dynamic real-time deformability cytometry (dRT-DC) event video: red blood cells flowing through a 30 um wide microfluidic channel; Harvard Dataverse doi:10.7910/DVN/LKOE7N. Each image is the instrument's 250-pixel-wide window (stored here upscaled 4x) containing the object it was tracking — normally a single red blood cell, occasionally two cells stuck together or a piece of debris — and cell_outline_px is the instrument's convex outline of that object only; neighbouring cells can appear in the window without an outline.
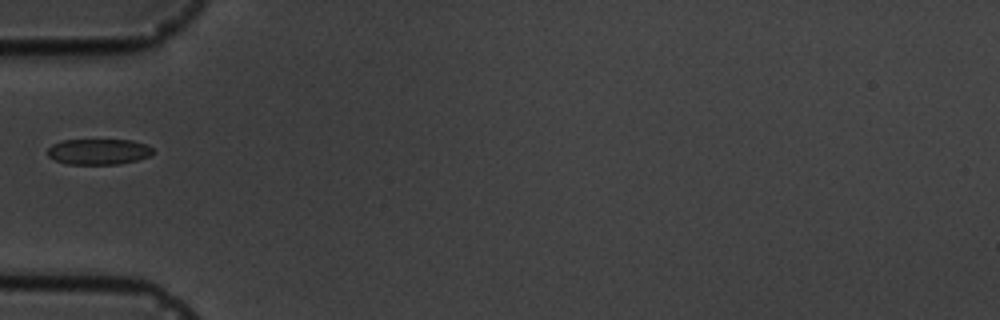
{"species": "common noctule bat (a hibernating species)", "species_latin": "Nyctalus noctula", "temperature_condition": "cold", "stored_images_in_passage": 11, "camera_frame_rate_fps": 3000, "um_per_image_px": 0.085, "animal": {"sex": "male", "body_mass_g": 19.5, "forearm_length_mm": 54.6}, "frame": {"image": 1, "passage_image": 1, "time_ms": 0.0, "image_size_px": [1000, 320], "cell_outline_px": [[152, 152], [148, 156], [136, 160], [120, 164], [68, 164], [56, 160], [48, 156], [48, 148], [52, 144], [64, 140], [132, 140], [144, 144], [152, 148]], "centroid_in_image_um": [8.35, 12.89], "position_along_channel_um": 76.6, "area_um2": 15.61}}
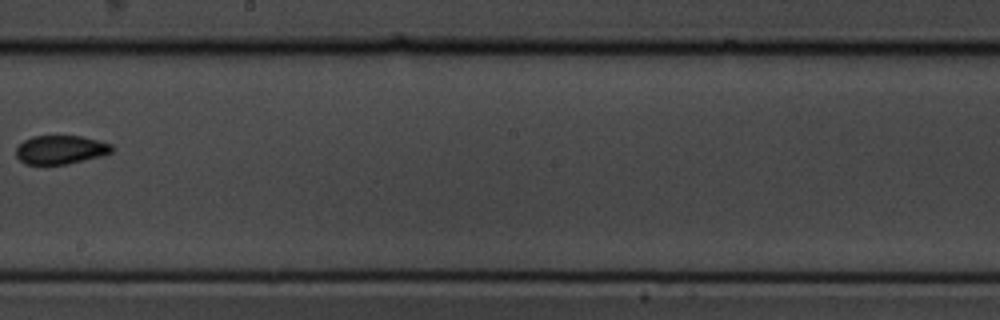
{"frame": {"image": 2, "passage_image": 5, "time_ms": 4.667, "image_size_px": [1000, 320], "cell_outline_px": [[112, 152], [100, 156], [68, 164], [24, 164], [16, 156], [16, 148], [24, 140], [32, 136], [80, 136], [112, 144]], "centroid_in_image_um": [5.12, 12.73], "position_along_channel_um": 243.1, "area_um2": 15.9}}
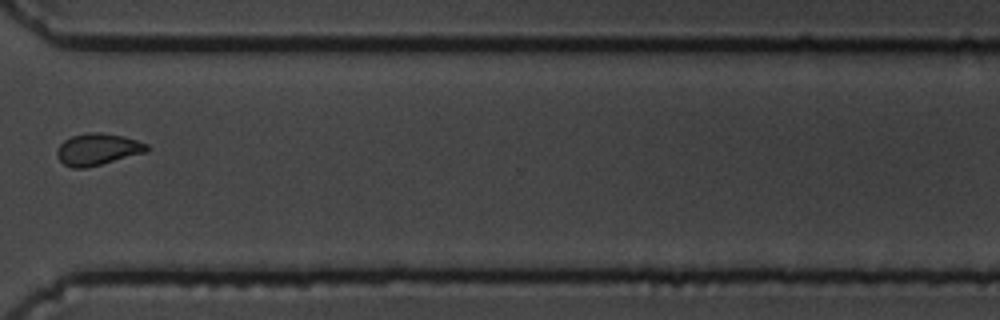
{"frame": {"image": 3, "passage_image": 8, "time_ms": 8.0, "image_size_px": [1000, 320], "cell_outline_px": [[148, 152], [88, 168], [72, 168], [64, 164], [56, 156], [56, 152], [60, 144], [64, 140], [72, 136], [92, 132], [100, 132], [124, 136], [148, 144]], "centroid_in_image_um": [8.31, 12.7], "position_along_channel_um": 362.3, "area_um2": 16.76}}